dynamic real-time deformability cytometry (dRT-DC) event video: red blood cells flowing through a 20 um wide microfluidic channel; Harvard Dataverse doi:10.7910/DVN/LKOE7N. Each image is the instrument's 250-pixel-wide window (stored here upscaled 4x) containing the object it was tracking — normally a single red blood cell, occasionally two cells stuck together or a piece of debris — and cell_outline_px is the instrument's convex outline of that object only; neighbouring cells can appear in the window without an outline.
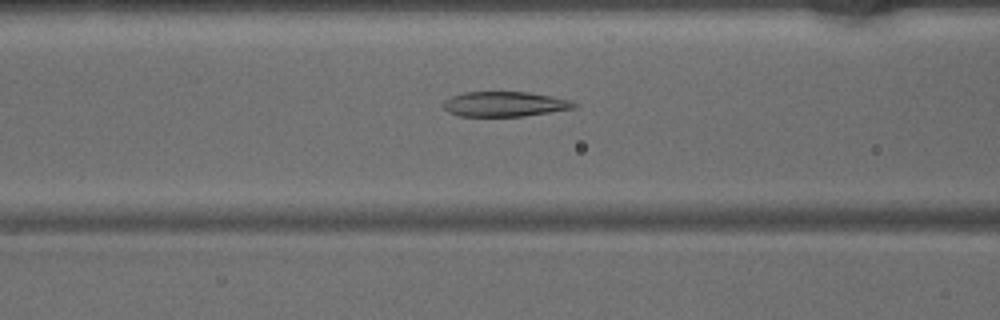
{"species": "common noctule bat (a hibernating species)", "species_latin": "Nyctalus noctula", "temperature_condition": "warm", "stored_images_in_passage": 34, "camera_frame_rate_fps": 3000, "um_per_image_px": 0.085, "animal": {"sex": "male", "body_mass_g": 15.6}, "frame": {"image": 1, "passage_image": 6, "time_ms": 1.667, "image_size_px": [1000, 320], "cell_outline_px": [[576, 108], [524, 116], [460, 116], [448, 112], [440, 104], [444, 100], [452, 96], [464, 92], [528, 92], [552, 96], [572, 100], [576, 104]], "centroid_in_image_um": [42.88, 8.84], "position_along_channel_um": 123.7, "area_um2": 19.13}}
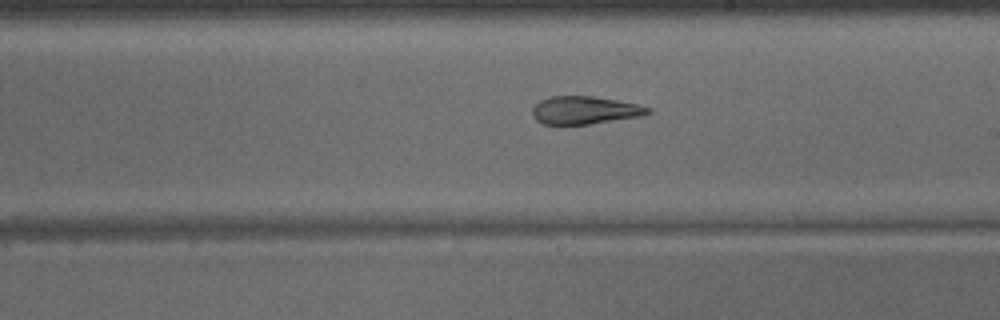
{"frame": {"image": 2, "passage_image": 14, "time_ms": 4.333, "image_size_px": [1000, 320], "cell_outline_px": [[652, 112], [640, 116], [588, 124], [544, 124], [536, 120], [532, 116], [532, 108], [540, 100], [548, 96], [592, 96], [616, 100], [636, 104], [652, 108]], "centroid_in_image_um": [49.67, 9.36], "position_along_channel_um": 239.3, "area_um2": 18.67}}
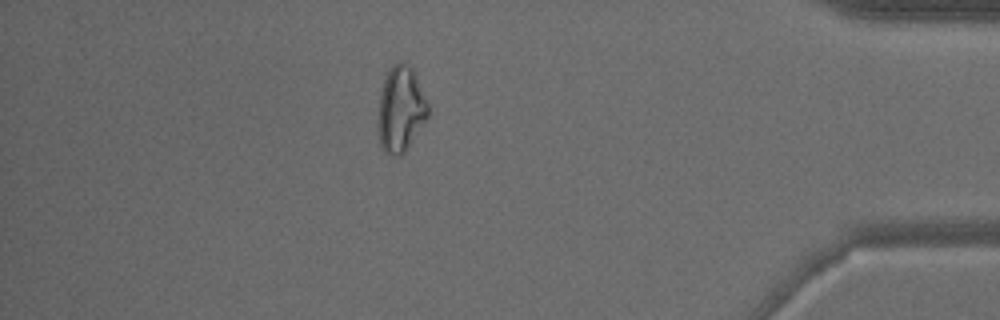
{"frame": {"image": 3, "passage_image": 28, "time_ms": 9.0, "image_size_px": [1000, 320], "cell_outline_px": [[428, 120], [404, 152], [400, 156], [392, 156], [384, 152], [380, 144], [376, 124], [376, 120], [380, 92], [388, 68], [396, 60], [404, 60], [416, 72], [428, 104]], "centroid_in_image_um": [34.05, 9.25], "position_along_channel_um": 401.2, "area_um2": 25.89}}